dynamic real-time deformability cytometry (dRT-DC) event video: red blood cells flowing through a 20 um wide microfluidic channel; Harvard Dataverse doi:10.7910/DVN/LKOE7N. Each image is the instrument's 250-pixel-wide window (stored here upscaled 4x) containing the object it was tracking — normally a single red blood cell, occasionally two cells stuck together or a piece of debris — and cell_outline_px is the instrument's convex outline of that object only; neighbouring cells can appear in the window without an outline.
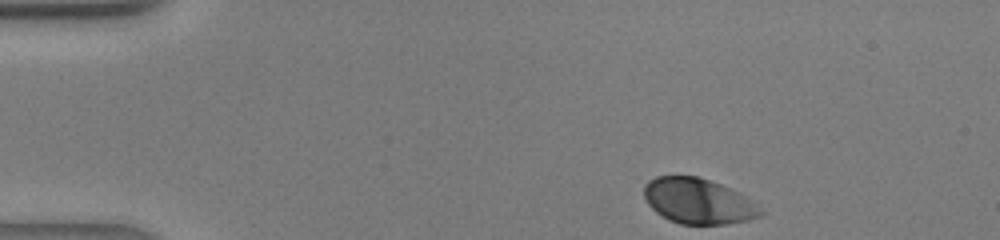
{"species": "human", "species_latin": "Homo sapiens", "temperature_condition": "warm", "stored_images_in_passage": 36, "camera_frame_rate_fps": 3000, "um_per_image_px": 0.085, "donor": {"sex": "male"}, "frame": {"image": 1, "passage_image": 1, "time_ms": 0.0, "image_size_px": [1000, 240], "cell_outline_px": [[764, 212], [760, 216], [748, 220], [728, 224], [680, 224], [668, 220], [656, 212], [648, 204], [644, 196], [644, 184], [648, 180], [656, 176], [696, 176], [732, 188], [748, 196]], "centroid_in_image_um": [59.36, 17.09], "position_along_channel_um": 25.6, "area_um2": 31.1}}
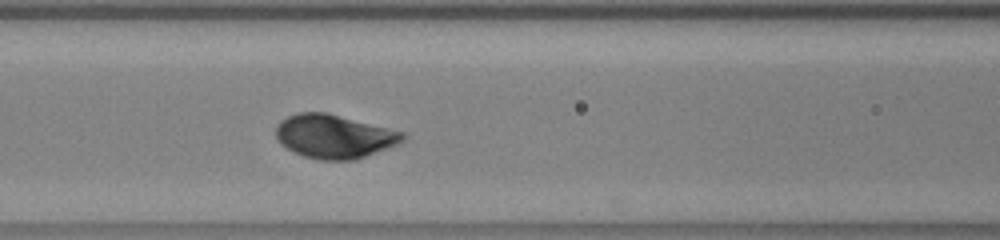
{"frame": {"image": 2, "passage_image": 13, "time_ms": 4.0, "image_size_px": [1000, 240], "cell_outline_px": [[408, 136], [400, 144], [356, 160], [320, 160], [304, 156], [280, 144], [276, 136], [276, 124], [280, 120], [296, 112], [328, 112], [404, 132]], "centroid_in_image_um": [28.43, 11.59], "position_along_channel_um": 138.2, "area_um2": 32.66}}
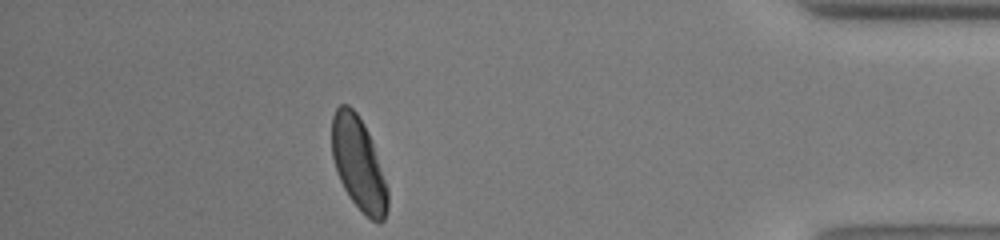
{"frame": {"image": 3, "passage_image": 32, "time_ms": 10.333, "image_size_px": [1000, 240], "cell_outline_px": [[388, 208], [384, 220], [380, 224], [372, 220], [348, 196], [340, 180], [332, 156], [332, 116], [336, 108], [340, 104], [348, 104], [356, 112], [364, 124], [372, 140], [388, 188]], "centroid_in_image_um": [30.48, 13.91], "position_along_channel_um": 404.7, "area_um2": 30.11}}